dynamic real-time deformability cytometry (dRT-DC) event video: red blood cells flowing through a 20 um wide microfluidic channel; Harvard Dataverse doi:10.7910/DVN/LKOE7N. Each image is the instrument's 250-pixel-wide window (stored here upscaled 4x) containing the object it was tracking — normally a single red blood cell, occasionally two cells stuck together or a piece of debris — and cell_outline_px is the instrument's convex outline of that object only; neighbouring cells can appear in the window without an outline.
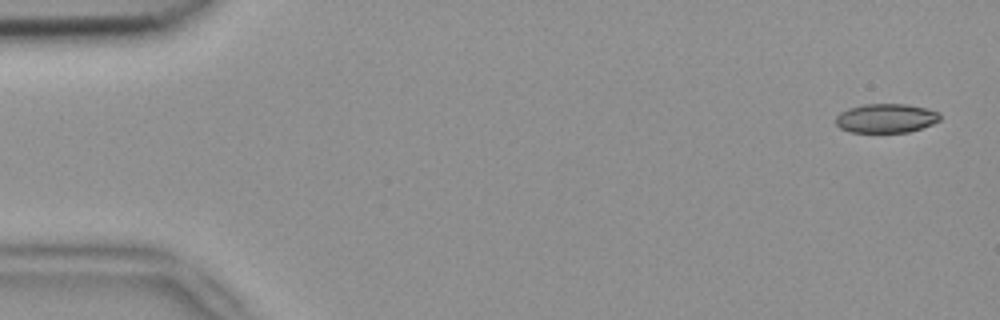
{"species": "common noctule bat (a hibernating species)", "species_latin": "Nyctalus noctula", "temperature_condition": "room temperature", "stored_images_in_passage": 6, "camera_frame_rate_fps": 3000, "um_per_image_px": 0.085, "animal": {"sex": "female", "body_mass_g": 18.4}, "frame": {"image": 1, "passage_image": 1, "time_ms": 0.0, "image_size_px": [1000, 320], "cell_outline_px": [[940, 120], [932, 124], [908, 132], [848, 132], [840, 128], [836, 124], [836, 116], [840, 112], [848, 108], [864, 104], [904, 104], [928, 108], [940, 112]], "centroid_in_image_um": [75.31, 10.04], "position_along_channel_um": 9.7, "area_um2": 17.74}}
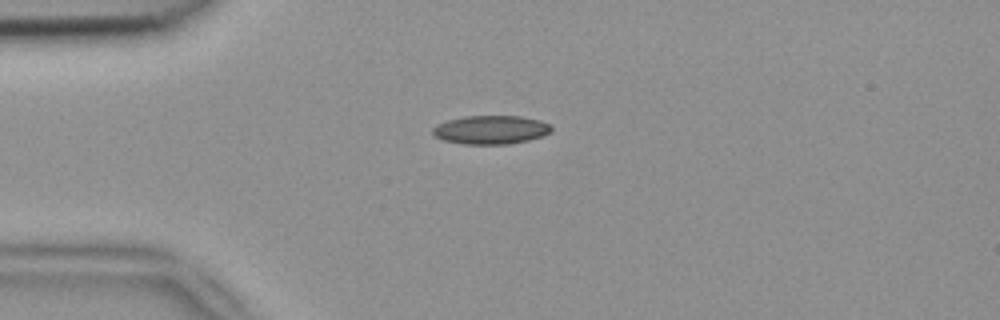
{"frame": {"image": 2, "passage_image": 4, "time_ms": 1.0, "image_size_px": [1000, 320], "cell_outline_px": [[552, 132], [528, 140], [508, 144], [464, 144], [444, 140], [436, 136], [432, 132], [432, 128], [436, 124], [448, 120], [464, 116], [520, 116], [540, 120], [548, 124], [552, 128]], "centroid_in_image_um": [41.71, 11.02], "position_along_channel_um": 43.3, "area_um2": 19.71}}